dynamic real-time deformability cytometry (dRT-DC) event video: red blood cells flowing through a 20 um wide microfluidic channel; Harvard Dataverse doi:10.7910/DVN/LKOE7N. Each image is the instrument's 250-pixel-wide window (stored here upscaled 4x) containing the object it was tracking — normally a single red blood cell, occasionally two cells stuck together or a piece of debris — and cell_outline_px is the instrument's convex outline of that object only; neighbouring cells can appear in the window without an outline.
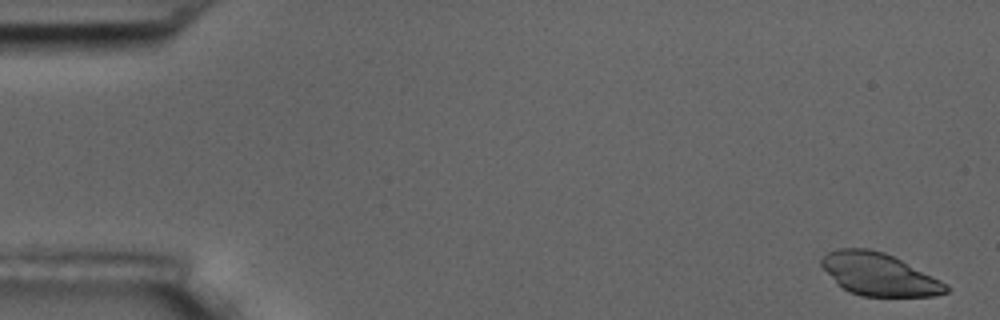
{"species": "common noctule bat (a hibernating species)", "species_latin": "Nyctalus noctula", "temperature_condition": "room temperature", "stored_images_in_passage": 5, "camera_frame_rate_fps": 3000, "um_per_image_px": 0.085, "animal": {"sex": "male", "body_mass_g": 17.5, "forearm_length_mm": 52.3}, "frame": {"image": 1, "passage_image": 1, "time_ms": 0.0, "image_size_px": [1000, 320], "cell_outline_px": [[952, 288], [948, 292], [936, 296], [860, 296], [848, 292], [836, 284], [820, 264], [820, 260], [828, 252], [840, 248], [868, 248], [884, 252], [940, 280]], "centroid_in_image_um": [74.69, 23.33], "position_along_channel_um": 10.3, "area_um2": 30.75}}